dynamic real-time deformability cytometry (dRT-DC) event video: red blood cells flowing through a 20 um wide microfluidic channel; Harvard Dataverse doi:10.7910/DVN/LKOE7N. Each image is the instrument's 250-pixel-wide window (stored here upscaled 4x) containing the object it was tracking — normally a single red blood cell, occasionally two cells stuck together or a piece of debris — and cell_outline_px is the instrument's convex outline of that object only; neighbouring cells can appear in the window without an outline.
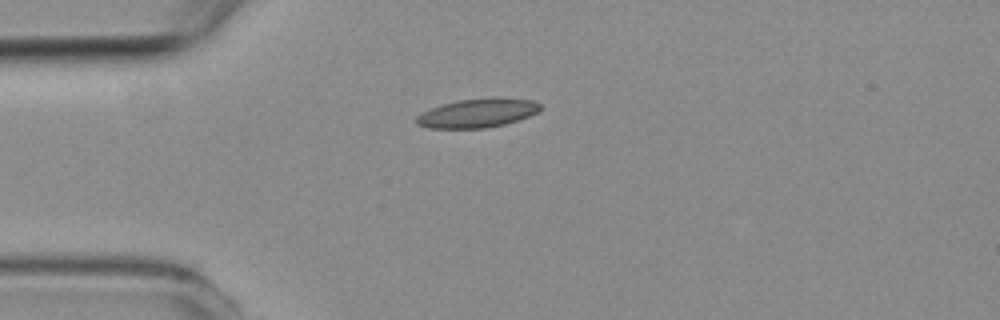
{"species": "common noctule bat (a hibernating species)", "species_latin": "Nyctalus noctula", "temperature_condition": "room temperature", "stored_images_in_passage": 5, "camera_frame_rate_fps": 3000, "um_per_image_px": 0.085, "animal": {"sex": "female", "body_mass_g": 19.3, "forearm_length_mm": 54.1}, "frame": {"image": 1, "passage_image": 5, "time_ms": 4.667, "image_size_px": [1000, 320], "cell_outline_px": [[540, 108], [536, 112], [528, 116], [504, 124], [484, 128], [428, 128], [416, 124], [416, 116], [432, 108], [444, 104], [460, 100], [532, 100], [540, 104]], "centroid_in_image_um": [40.5, 9.66], "position_along_channel_um": 44.5, "area_um2": 19.65}}